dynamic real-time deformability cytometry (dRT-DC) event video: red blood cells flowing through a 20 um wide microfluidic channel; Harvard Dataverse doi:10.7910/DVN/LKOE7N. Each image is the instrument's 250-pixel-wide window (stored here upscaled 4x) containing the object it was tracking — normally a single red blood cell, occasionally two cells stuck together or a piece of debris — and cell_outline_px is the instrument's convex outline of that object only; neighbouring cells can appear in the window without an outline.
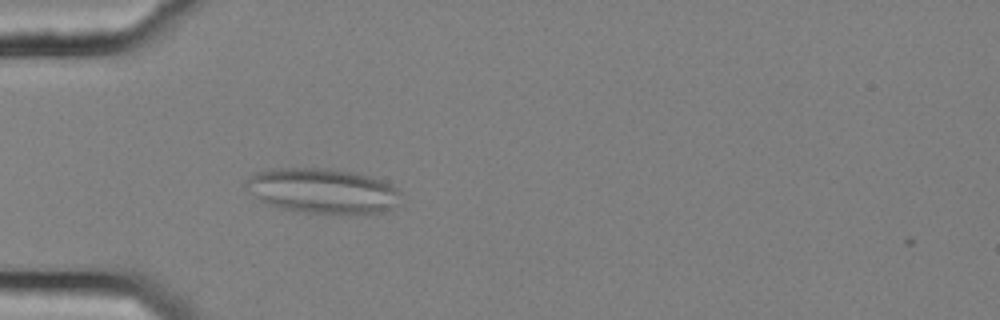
{"species": "common noctule bat (a hibernating species)", "species_latin": "Nyctalus noctula", "temperature_condition": "cold", "stored_images_in_passage": 3, "camera_frame_rate_fps": 3000, "um_per_image_px": 0.085, "animal": {"sex": "female", "body_mass_g": 25.1}, "frame": {"image": 1, "passage_image": 2, "time_ms": 0.333, "image_size_px": [1000, 320], "cell_outline_px": [[400, 192], [396, 204], [392, 208], [380, 212], [360, 216], [340, 216], [304, 212], [280, 208], [268, 204], [260, 200], [244, 188], [244, 180], [256, 172], [272, 168], [332, 168], [352, 172], [368, 176], [380, 180], [396, 188]], "centroid_in_image_um": [27.39, 16.25], "position_along_channel_um": 57.6, "area_um2": 41.44}}